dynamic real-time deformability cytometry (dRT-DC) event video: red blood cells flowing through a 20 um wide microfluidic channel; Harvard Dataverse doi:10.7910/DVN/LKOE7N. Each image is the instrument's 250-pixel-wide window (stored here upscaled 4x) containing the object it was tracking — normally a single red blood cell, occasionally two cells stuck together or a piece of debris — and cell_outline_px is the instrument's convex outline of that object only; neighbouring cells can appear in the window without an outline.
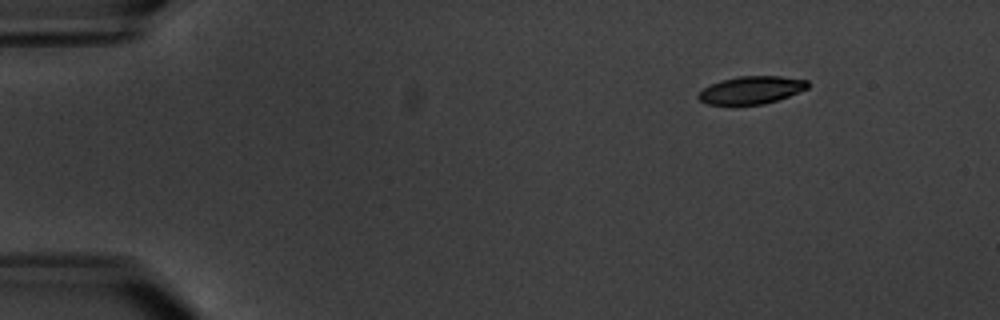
{"species": "common noctule bat (a hibernating species)", "species_latin": "Nyctalus noctula", "temperature_condition": "warm", "stored_images_in_passage": 4, "camera_frame_rate_fps": 3000, "um_per_image_px": 0.085, "animal": {"sex": "male", "body_mass_g": 20.1, "forearm_length_mm": 53.5}, "frame": {"image": 1, "passage_image": 1, "time_ms": 0.0, "image_size_px": [1000, 320], "cell_outline_px": [[808, 88], [788, 96], [764, 104], [708, 104], [700, 100], [696, 96], [704, 88], [720, 80], [740, 76], [780, 76], [808, 80]], "centroid_in_image_um": [63.87, 7.64], "position_along_channel_um": 21.1, "area_um2": 17.4}}
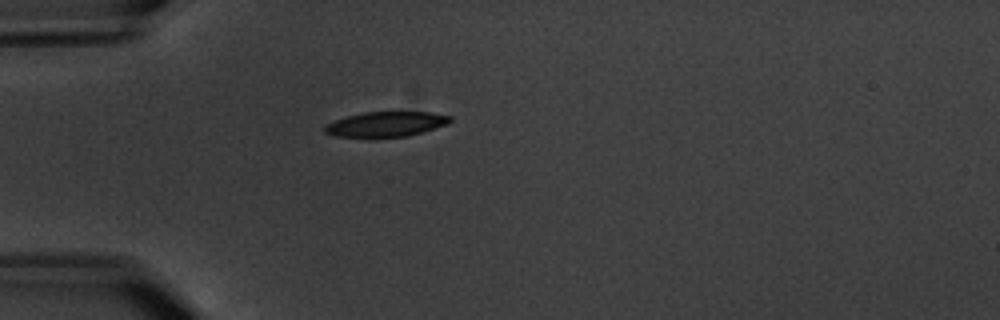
{"frame": {"image": 2, "passage_image": 3, "time_ms": 3.333, "image_size_px": [1000, 320], "cell_outline_px": [[452, 120], [448, 124], [408, 136], [336, 136], [324, 132], [324, 124], [348, 116], [364, 112], [432, 112], [452, 116]], "centroid_in_image_um": [32.84, 10.53], "position_along_channel_um": 52.2, "area_um2": 17.98}}